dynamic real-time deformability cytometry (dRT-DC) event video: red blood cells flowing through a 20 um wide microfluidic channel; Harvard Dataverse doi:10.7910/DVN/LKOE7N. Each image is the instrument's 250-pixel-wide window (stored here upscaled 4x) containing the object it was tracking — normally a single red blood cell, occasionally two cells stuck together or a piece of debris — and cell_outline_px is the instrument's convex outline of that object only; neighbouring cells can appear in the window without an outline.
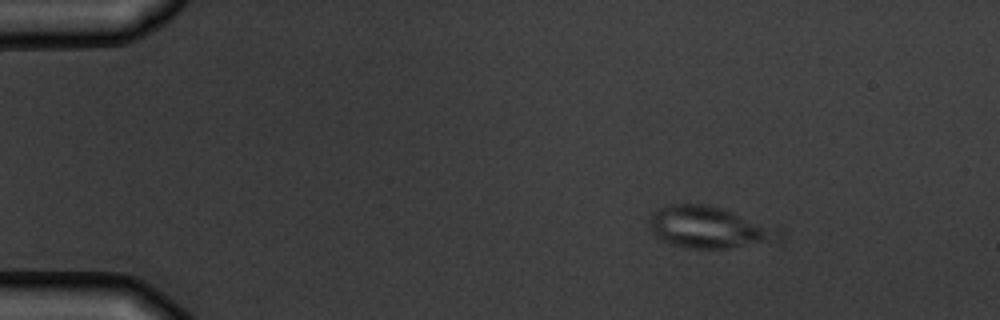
{"species": "common noctule bat (a hibernating species)", "species_latin": "Nyctalus noctula", "temperature_condition": "warm", "stored_images_in_passage": 6, "camera_frame_rate_fps": 3000, "um_per_image_px": 0.085, "animal": {"sex": "male", "body_mass_g": 19.5, "forearm_length_mm": 54.6}, "frame": {"image": 1, "passage_image": 1, "time_ms": 0.0, "image_size_px": [1000, 320], "cell_outline_px": [[784, 232], [780, 240], [724, 248], [688, 248], [668, 244], [660, 240], [648, 228], [648, 220], [652, 212], [664, 204], [708, 204], [780, 228]], "centroid_in_image_um": [60.2, 19.32], "position_along_channel_um": 24.8, "area_um2": 31.73}}